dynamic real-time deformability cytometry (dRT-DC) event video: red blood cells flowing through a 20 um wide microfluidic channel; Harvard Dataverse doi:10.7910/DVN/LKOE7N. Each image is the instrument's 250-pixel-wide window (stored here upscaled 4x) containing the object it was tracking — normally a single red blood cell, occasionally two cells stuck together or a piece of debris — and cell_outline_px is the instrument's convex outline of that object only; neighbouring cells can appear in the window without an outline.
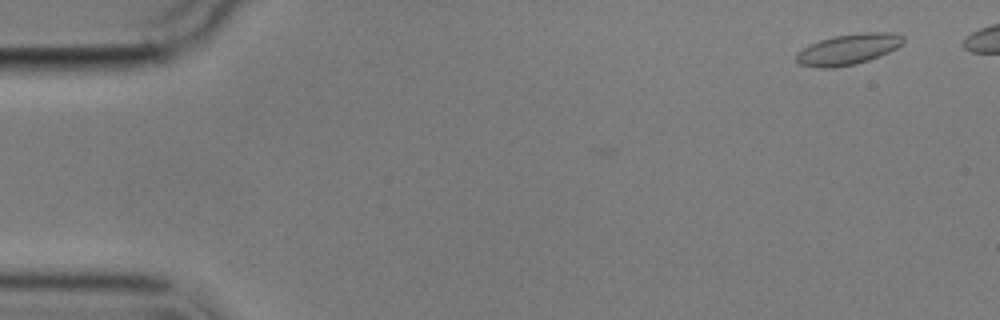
{"species": "common noctule bat (a hibernating species)", "species_latin": "Nyctalus noctula", "temperature_condition": "cold", "stored_images_in_passage": 5, "camera_frame_rate_fps": 3000, "um_per_image_px": 0.085, "animal": {"sex": "male", "body_mass_g": 17.9}, "frame": {"image": 1, "passage_image": 1, "time_ms": 0.0, "image_size_px": [1000, 320], "cell_outline_px": [[904, 40], [896, 48], [880, 56], [856, 64], [832, 68], [820, 68], [800, 64], [796, 60], [796, 56], [808, 44], [832, 36], [860, 32], [892, 32], [904, 36]], "centroid_in_image_um": [72.11, 4.18], "position_along_channel_um": 12.9, "area_um2": 19.13}}